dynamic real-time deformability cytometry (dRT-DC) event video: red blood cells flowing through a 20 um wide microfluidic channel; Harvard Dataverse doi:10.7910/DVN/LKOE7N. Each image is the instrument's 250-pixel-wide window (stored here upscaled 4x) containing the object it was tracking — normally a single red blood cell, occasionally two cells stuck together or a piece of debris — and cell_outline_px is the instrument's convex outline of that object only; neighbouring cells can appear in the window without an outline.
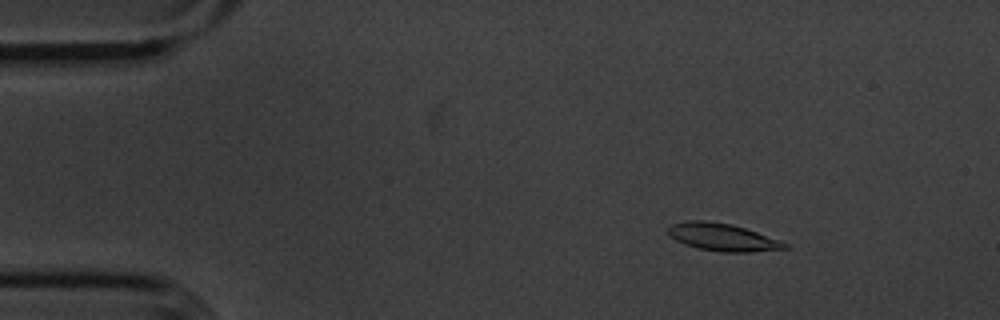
{"species": "common noctule bat (a hibernating species)", "species_latin": "Nyctalus noctula", "temperature_condition": "cold", "stored_images_in_passage": 56, "camera_frame_rate_fps": 3000, "um_per_image_px": 0.085, "animal": {"sex": "male", "body_mass_g": 20.1, "forearm_length_mm": 53.5}, "frame": {"image": 1, "passage_image": 8, "time_ms": 2.333, "image_size_px": [1000, 320], "cell_outline_px": [[788, 248], [748, 252], [724, 252], [696, 248], [684, 244], [676, 240], [668, 232], [668, 228], [672, 224], [692, 220], [704, 220], [732, 224], [780, 240], [788, 244]], "centroid_in_image_um": [61.41, 20.16], "position_along_channel_um": 23.6, "area_um2": 18.44}}
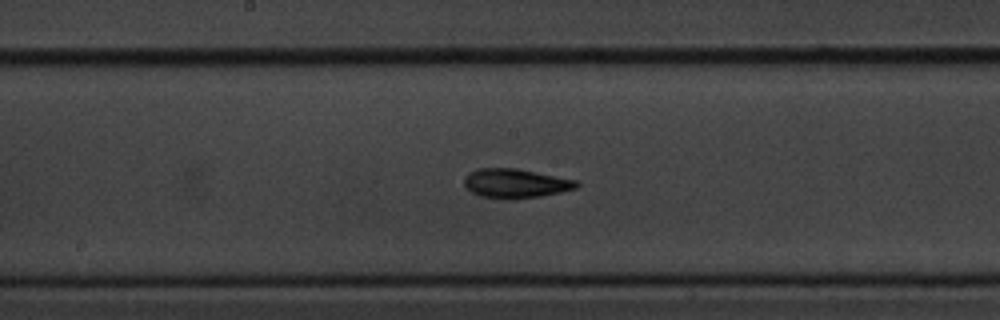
{"frame": {"image": 2, "passage_image": 29, "time_ms": 9.333, "image_size_px": [1000, 320], "cell_outline_px": [[580, 184], [576, 188], [560, 192], [540, 196], [512, 200], [480, 196], [472, 192], [464, 184], [464, 176], [480, 168], [516, 168], [580, 180]], "centroid_in_image_um": [43.87, 15.59], "position_along_channel_um": 204.3, "area_um2": 19.25}}
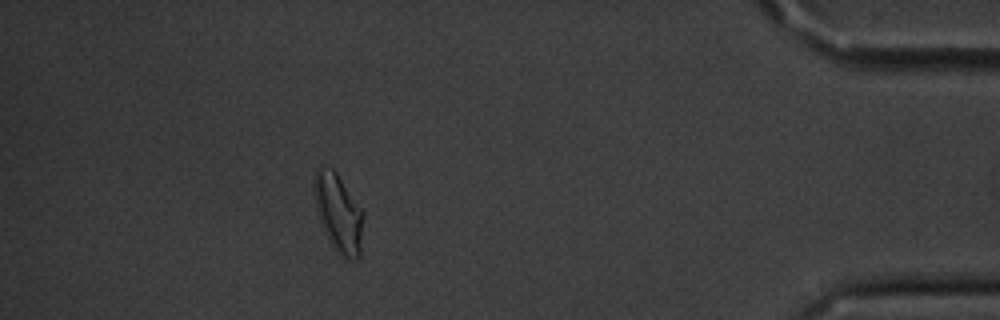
{"frame": {"image": 3, "passage_image": 50, "time_ms": 16.333, "image_size_px": [1000, 320], "cell_outline_px": [[364, 216], [360, 256], [356, 260], [344, 260], [340, 256], [332, 244], [316, 212], [312, 184], [312, 180], [316, 168], [320, 164], [332, 168], [336, 172], [364, 212]], "centroid_in_image_um": [28.76, 18.07], "position_along_channel_um": 406.4, "area_um2": 22.83}, "authors_computed_cell_mechanics": {"area_um2": 18.6405, "velocity_mm_per_s": 3.5847, "shape_relaxation_time_tau1_ms": 2.512, "shape_relaxation_time_tau2_ms": 3.1448, "deformation_change_tau1": 0.1362, "deformation_change_tau2": 0.1001}}